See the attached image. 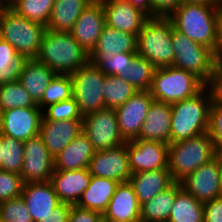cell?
Masks as SVG:
<instances>
[{"mask_svg": "<svg viewBox=\"0 0 222 222\" xmlns=\"http://www.w3.org/2000/svg\"><path fill=\"white\" fill-rule=\"evenodd\" d=\"M173 28L168 17H149L137 35V55L146 58L156 69L173 66Z\"/></svg>", "mask_w": 222, "mask_h": 222, "instance_id": "277c9868", "label": "cell"}, {"mask_svg": "<svg viewBox=\"0 0 222 222\" xmlns=\"http://www.w3.org/2000/svg\"><path fill=\"white\" fill-rule=\"evenodd\" d=\"M176 195L177 182H174L166 190L141 204L140 219L143 222H168Z\"/></svg>", "mask_w": 222, "mask_h": 222, "instance_id": "f546056e", "label": "cell"}, {"mask_svg": "<svg viewBox=\"0 0 222 222\" xmlns=\"http://www.w3.org/2000/svg\"><path fill=\"white\" fill-rule=\"evenodd\" d=\"M139 204L151 200L159 192L166 190L174 181L167 168L133 173L129 179Z\"/></svg>", "mask_w": 222, "mask_h": 222, "instance_id": "4316f807", "label": "cell"}, {"mask_svg": "<svg viewBox=\"0 0 222 222\" xmlns=\"http://www.w3.org/2000/svg\"><path fill=\"white\" fill-rule=\"evenodd\" d=\"M132 174L168 167V144L134 139L127 141Z\"/></svg>", "mask_w": 222, "mask_h": 222, "instance_id": "2e32d148", "label": "cell"}, {"mask_svg": "<svg viewBox=\"0 0 222 222\" xmlns=\"http://www.w3.org/2000/svg\"><path fill=\"white\" fill-rule=\"evenodd\" d=\"M137 53H116L100 60L96 66L105 74L120 76L125 73L127 66L131 65Z\"/></svg>", "mask_w": 222, "mask_h": 222, "instance_id": "60d3db41", "label": "cell"}, {"mask_svg": "<svg viewBox=\"0 0 222 222\" xmlns=\"http://www.w3.org/2000/svg\"><path fill=\"white\" fill-rule=\"evenodd\" d=\"M46 27L30 21L7 6L0 15V38L23 59H36Z\"/></svg>", "mask_w": 222, "mask_h": 222, "instance_id": "8992f818", "label": "cell"}, {"mask_svg": "<svg viewBox=\"0 0 222 222\" xmlns=\"http://www.w3.org/2000/svg\"><path fill=\"white\" fill-rule=\"evenodd\" d=\"M0 169H1V149H0Z\"/></svg>", "mask_w": 222, "mask_h": 222, "instance_id": "9f6ffc18", "label": "cell"}, {"mask_svg": "<svg viewBox=\"0 0 222 222\" xmlns=\"http://www.w3.org/2000/svg\"><path fill=\"white\" fill-rule=\"evenodd\" d=\"M42 120H83L77 102L73 97L70 99L51 104L43 110Z\"/></svg>", "mask_w": 222, "mask_h": 222, "instance_id": "74e56055", "label": "cell"}, {"mask_svg": "<svg viewBox=\"0 0 222 222\" xmlns=\"http://www.w3.org/2000/svg\"><path fill=\"white\" fill-rule=\"evenodd\" d=\"M1 169L21 175L24 141L0 134Z\"/></svg>", "mask_w": 222, "mask_h": 222, "instance_id": "e575fe53", "label": "cell"}, {"mask_svg": "<svg viewBox=\"0 0 222 222\" xmlns=\"http://www.w3.org/2000/svg\"><path fill=\"white\" fill-rule=\"evenodd\" d=\"M91 177L88 168L72 171L54 170L50 183L60 202L76 205L89 186Z\"/></svg>", "mask_w": 222, "mask_h": 222, "instance_id": "7402d4cb", "label": "cell"}, {"mask_svg": "<svg viewBox=\"0 0 222 222\" xmlns=\"http://www.w3.org/2000/svg\"><path fill=\"white\" fill-rule=\"evenodd\" d=\"M72 204L60 203L49 215L39 222H68Z\"/></svg>", "mask_w": 222, "mask_h": 222, "instance_id": "c3c4849f", "label": "cell"}, {"mask_svg": "<svg viewBox=\"0 0 222 222\" xmlns=\"http://www.w3.org/2000/svg\"><path fill=\"white\" fill-rule=\"evenodd\" d=\"M70 77L73 98L82 116L105 108L103 91L106 75L96 65L88 62Z\"/></svg>", "mask_w": 222, "mask_h": 222, "instance_id": "9c48e42d", "label": "cell"}, {"mask_svg": "<svg viewBox=\"0 0 222 222\" xmlns=\"http://www.w3.org/2000/svg\"><path fill=\"white\" fill-rule=\"evenodd\" d=\"M168 222H204V203L195 199L177 182V195Z\"/></svg>", "mask_w": 222, "mask_h": 222, "instance_id": "4dcf8cb0", "label": "cell"}, {"mask_svg": "<svg viewBox=\"0 0 222 222\" xmlns=\"http://www.w3.org/2000/svg\"><path fill=\"white\" fill-rule=\"evenodd\" d=\"M222 5L183 2L168 18L174 29L214 51Z\"/></svg>", "mask_w": 222, "mask_h": 222, "instance_id": "6da1fadb", "label": "cell"}, {"mask_svg": "<svg viewBox=\"0 0 222 222\" xmlns=\"http://www.w3.org/2000/svg\"><path fill=\"white\" fill-rule=\"evenodd\" d=\"M183 0H150V17H169Z\"/></svg>", "mask_w": 222, "mask_h": 222, "instance_id": "f6af8a7d", "label": "cell"}, {"mask_svg": "<svg viewBox=\"0 0 222 222\" xmlns=\"http://www.w3.org/2000/svg\"><path fill=\"white\" fill-rule=\"evenodd\" d=\"M155 69L146 58L137 55L120 77L139 91H149Z\"/></svg>", "mask_w": 222, "mask_h": 222, "instance_id": "d590c367", "label": "cell"}, {"mask_svg": "<svg viewBox=\"0 0 222 222\" xmlns=\"http://www.w3.org/2000/svg\"><path fill=\"white\" fill-rule=\"evenodd\" d=\"M204 222H222V199L204 203Z\"/></svg>", "mask_w": 222, "mask_h": 222, "instance_id": "7dc6e473", "label": "cell"}, {"mask_svg": "<svg viewBox=\"0 0 222 222\" xmlns=\"http://www.w3.org/2000/svg\"><path fill=\"white\" fill-rule=\"evenodd\" d=\"M118 185L119 183L113 179L92 176L89 186L76 205L103 214Z\"/></svg>", "mask_w": 222, "mask_h": 222, "instance_id": "83f0119b", "label": "cell"}, {"mask_svg": "<svg viewBox=\"0 0 222 222\" xmlns=\"http://www.w3.org/2000/svg\"><path fill=\"white\" fill-rule=\"evenodd\" d=\"M95 152L89 138L82 132L54 158L55 170L72 171L88 168Z\"/></svg>", "mask_w": 222, "mask_h": 222, "instance_id": "484cf974", "label": "cell"}, {"mask_svg": "<svg viewBox=\"0 0 222 222\" xmlns=\"http://www.w3.org/2000/svg\"><path fill=\"white\" fill-rule=\"evenodd\" d=\"M213 54L215 59H222V12L217 23L216 44Z\"/></svg>", "mask_w": 222, "mask_h": 222, "instance_id": "681fc988", "label": "cell"}, {"mask_svg": "<svg viewBox=\"0 0 222 222\" xmlns=\"http://www.w3.org/2000/svg\"><path fill=\"white\" fill-rule=\"evenodd\" d=\"M215 158L217 159L220 167V173L222 177V152H215Z\"/></svg>", "mask_w": 222, "mask_h": 222, "instance_id": "f5cc1de1", "label": "cell"}, {"mask_svg": "<svg viewBox=\"0 0 222 222\" xmlns=\"http://www.w3.org/2000/svg\"><path fill=\"white\" fill-rule=\"evenodd\" d=\"M154 101L149 91H137L123 105L115 109L118 127L125 141L139 137L147 112Z\"/></svg>", "mask_w": 222, "mask_h": 222, "instance_id": "9a60e30c", "label": "cell"}, {"mask_svg": "<svg viewBox=\"0 0 222 222\" xmlns=\"http://www.w3.org/2000/svg\"><path fill=\"white\" fill-rule=\"evenodd\" d=\"M138 90L120 76L106 75L104 81V104L106 108L117 109Z\"/></svg>", "mask_w": 222, "mask_h": 222, "instance_id": "836d02e7", "label": "cell"}, {"mask_svg": "<svg viewBox=\"0 0 222 222\" xmlns=\"http://www.w3.org/2000/svg\"><path fill=\"white\" fill-rule=\"evenodd\" d=\"M208 132L168 144V169L174 182H181L203 164L215 158Z\"/></svg>", "mask_w": 222, "mask_h": 222, "instance_id": "5b68a950", "label": "cell"}, {"mask_svg": "<svg viewBox=\"0 0 222 222\" xmlns=\"http://www.w3.org/2000/svg\"><path fill=\"white\" fill-rule=\"evenodd\" d=\"M0 222H33L21 196L0 203Z\"/></svg>", "mask_w": 222, "mask_h": 222, "instance_id": "f35d334b", "label": "cell"}, {"mask_svg": "<svg viewBox=\"0 0 222 222\" xmlns=\"http://www.w3.org/2000/svg\"><path fill=\"white\" fill-rule=\"evenodd\" d=\"M141 205L129 182L119 183L107 210L103 213V222H133L140 219Z\"/></svg>", "mask_w": 222, "mask_h": 222, "instance_id": "603a6c76", "label": "cell"}, {"mask_svg": "<svg viewBox=\"0 0 222 222\" xmlns=\"http://www.w3.org/2000/svg\"><path fill=\"white\" fill-rule=\"evenodd\" d=\"M55 0H13L8 6L26 19L47 27Z\"/></svg>", "mask_w": 222, "mask_h": 222, "instance_id": "d6a6232c", "label": "cell"}, {"mask_svg": "<svg viewBox=\"0 0 222 222\" xmlns=\"http://www.w3.org/2000/svg\"><path fill=\"white\" fill-rule=\"evenodd\" d=\"M7 6L6 0H0V10H4Z\"/></svg>", "mask_w": 222, "mask_h": 222, "instance_id": "db71d44e", "label": "cell"}, {"mask_svg": "<svg viewBox=\"0 0 222 222\" xmlns=\"http://www.w3.org/2000/svg\"><path fill=\"white\" fill-rule=\"evenodd\" d=\"M38 107L17 78L0 81V112L13 108Z\"/></svg>", "mask_w": 222, "mask_h": 222, "instance_id": "1f68e13d", "label": "cell"}, {"mask_svg": "<svg viewBox=\"0 0 222 222\" xmlns=\"http://www.w3.org/2000/svg\"><path fill=\"white\" fill-rule=\"evenodd\" d=\"M208 134L216 152H222V105L211 103L209 109Z\"/></svg>", "mask_w": 222, "mask_h": 222, "instance_id": "7bdbcfd3", "label": "cell"}, {"mask_svg": "<svg viewBox=\"0 0 222 222\" xmlns=\"http://www.w3.org/2000/svg\"><path fill=\"white\" fill-rule=\"evenodd\" d=\"M68 222H103V214L95 210L72 205Z\"/></svg>", "mask_w": 222, "mask_h": 222, "instance_id": "bcb514c9", "label": "cell"}, {"mask_svg": "<svg viewBox=\"0 0 222 222\" xmlns=\"http://www.w3.org/2000/svg\"><path fill=\"white\" fill-rule=\"evenodd\" d=\"M21 197L33 222L41 221L61 203L50 181L25 183Z\"/></svg>", "mask_w": 222, "mask_h": 222, "instance_id": "44dd1931", "label": "cell"}, {"mask_svg": "<svg viewBox=\"0 0 222 222\" xmlns=\"http://www.w3.org/2000/svg\"><path fill=\"white\" fill-rule=\"evenodd\" d=\"M183 2L204 5H222V0H183Z\"/></svg>", "mask_w": 222, "mask_h": 222, "instance_id": "816d5d0a", "label": "cell"}, {"mask_svg": "<svg viewBox=\"0 0 222 222\" xmlns=\"http://www.w3.org/2000/svg\"><path fill=\"white\" fill-rule=\"evenodd\" d=\"M82 131L83 120H41L39 135L55 158Z\"/></svg>", "mask_w": 222, "mask_h": 222, "instance_id": "ffe728a7", "label": "cell"}, {"mask_svg": "<svg viewBox=\"0 0 222 222\" xmlns=\"http://www.w3.org/2000/svg\"><path fill=\"white\" fill-rule=\"evenodd\" d=\"M106 25L123 32L138 35L149 16L126 0H101Z\"/></svg>", "mask_w": 222, "mask_h": 222, "instance_id": "ac0fdd59", "label": "cell"}, {"mask_svg": "<svg viewBox=\"0 0 222 222\" xmlns=\"http://www.w3.org/2000/svg\"><path fill=\"white\" fill-rule=\"evenodd\" d=\"M212 100L205 86L198 94L170 104L172 110L170 143L208 132Z\"/></svg>", "mask_w": 222, "mask_h": 222, "instance_id": "3957f363", "label": "cell"}, {"mask_svg": "<svg viewBox=\"0 0 222 222\" xmlns=\"http://www.w3.org/2000/svg\"><path fill=\"white\" fill-rule=\"evenodd\" d=\"M93 0H55L46 29L70 32L84 9Z\"/></svg>", "mask_w": 222, "mask_h": 222, "instance_id": "f1b7e54d", "label": "cell"}, {"mask_svg": "<svg viewBox=\"0 0 222 222\" xmlns=\"http://www.w3.org/2000/svg\"><path fill=\"white\" fill-rule=\"evenodd\" d=\"M95 177L109 178L118 183H127L132 175L127 151V141L117 148L96 151L88 165Z\"/></svg>", "mask_w": 222, "mask_h": 222, "instance_id": "7c38bea8", "label": "cell"}, {"mask_svg": "<svg viewBox=\"0 0 222 222\" xmlns=\"http://www.w3.org/2000/svg\"><path fill=\"white\" fill-rule=\"evenodd\" d=\"M133 222H143L141 219H138L136 221H133Z\"/></svg>", "mask_w": 222, "mask_h": 222, "instance_id": "6f0895ef", "label": "cell"}, {"mask_svg": "<svg viewBox=\"0 0 222 222\" xmlns=\"http://www.w3.org/2000/svg\"><path fill=\"white\" fill-rule=\"evenodd\" d=\"M205 86L194 74L171 66L155 69L149 92L154 100L172 104L195 96Z\"/></svg>", "mask_w": 222, "mask_h": 222, "instance_id": "52a82bcc", "label": "cell"}, {"mask_svg": "<svg viewBox=\"0 0 222 222\" xmlns=\"http://www.w3.org/2000/svg\"><path fill=\"white\" fill-rule=\"evenodd\" d=\"M182 187L198 201L205 203L220 198L222 177L219 163L213 158L181 181Z\"/></svg>", "mask_w": 222, "mask_h": 222, "instance_id": "5bb4252c", "label": "cell"}, {"mask_svg": "<svg viewBox=\"0 0 222 222\" xmlns=\"http://www.w3.org/2000/svg\"><path fill=\"white\" fill-rule=\"evenodd\" d=\"M22 60L12 45L0 38V81L15 78Z\"/></svg>", "mask_w": 222, "mask_h": 222, "instance_id": "ab89813d", "label": "cell"}, {"mask_svg": "<svg viewBox=\"0 0 222 222\" xmlns=\"http://www.w3.org/2000/svg\"><path fill=\"white\" fill-rule=\"evenodd\" d=\"M22 176L0 169V203L21 196Z\"/></svg>", "mask_w": 222, "mask_h": 222, "instance_id": "b9f144b4", "label": "cell"}, {"mask_svg": "<svg viewBox=\"0 0 222 222\" xmlns=\"http://www.w3.org/2000/svg\"><path fill=\"white\" fill-rule=\"evenodd\" d=\"M133 6L140 8L150 17V0H126Z\"/></svg>", "mask_w": 222, "mask_h": 222, "instance_id": "f907efd6", "label": "cell"}, {"mask_svg": "<svg viewBox=\"0 0 222 222\" xmlns=\"http://www.w3.org/2000/svg\"><path fill=\"white\" fill-rule=\"evenodd\" d=\"M206 87L210 92L212 103L222 105V59H215Z\"/></svg>", "mask_w": 222, "mask_h": 222, "instance_id": "ee69618b", "label": "cell"}, {"mask_svg": "<svg viewBox=\"0 0 222 222\" xmlns=\"http://www.w3.org/2000/svg\"><path fill=\"white\" fill-rule=\"evenodd\" d=\"M172 46L175 51L173 66L194 74L206 85L215 61L213 50L192 41L174 28Z\"/></svg>", "mask_w": 222, "mask_h": 222, "instance_id": "ba28073f", "label": "cell"}, {"mask_svg": "<svg viewBox=\"0 0 222 222\" xmlns=\"http://www.w3.org/2000/svg\"><path fill=\"white\" fill-rule=\"evenodd\" d=\"M171 118V105L154 100L137 139L170 144Z\"/></svg>", "mask_w": 222, "mask_h": 222, "instance_id": "cb8c5ba5", "label": "cell"}, {"mask_svg": "<svg viewBox=\"0 0 222 222\" xmlns=\"http://www.w3.org/2000/svg\"><path fill=\"white\" fill-rule=\"evenodd\" d=\"M13 0H6L7 5H9Z\"/></svg>", "mask_w": 222, "mask_h": 222, "instance_id": "11a10c76", "label": "cell"}, {"mask_svg": "<svg viewBox=\"0 0 222 222\" xmlns=\"http://www.w3.org/2000/svg\"><path fill=\"white\" fill-rule=\"evenodd\" d=\"M36 59L51 68L55 74L72 75L89 62V54L70 32L46 29Z\"/></svg>", "mask_w": 222, "mask_h": 222, "instance_id": "7a4b0ae2", "label": "cell"}, {"mask_svg": "<svg viewBox=\"0 0 222 222\" xmlns=\"http://www.w3.org/2000/svg\"><path fill=\"white\" fill-rule=\"evenodd\" d=\"M116 53H137V36L105 25L95 47L89 53V62L96 65L100 60Z\"/></svg>", "mask_w": 222, "mask_h": 222, "instance_id": "d6986e66", "label": "cell"}, {"mask_svg": "<svg viewBox=\"0 0 222 222\" xmlns=\"http://www.w3.org/2000/svg\"><path fill=\"white\" fill-rule=\"evenodd\" d=\"M96 151L120 147L121 136L115 109L103 108L83 116V131Z\"/></svg>", "mask_w": 222, "mask_h": 222, "instance_id": "30bf717a", "label": "cell"}, {"mask_svg": "<svg viewBox=\"0 0 222 222\" xmlns=\"http://www.w3.org/2000/svg\"><path fill=\"white\" fill-rule=\"evenodd\" d=\"M54 170V157L48 152L40 135L24 141V160L21 171L24 184L50 181Z\"/></svg>", "mask_w": 222, "mask_h": 222, "instance_id": "8fae6325", "label": "cell"}, {"mask_svg": "<svg viewBox=\"0 0 222 222\" xmlns=\"http://www.w3.org/2000/svg\"><path fill=\"white\" fill-rule=\"evenodd\" d=\"M71 97H73V89L70 75L56 74L48 84L41 101L37 105L43 111L49 105L70 99Z\"/></svg>", "mask_w": 222, "mask_h": 222, "instance_id": "8d00e7d4", "label": "cell"}, {"mask_svg": "<svg viewBox=\"0 0 222 222\" xmlns=\"http://www.w3.org/2000/svg\"><path fill=\"white\" fill-rule=\"evenodd\" d=\"M43 111L39 107L13 108L0 112V134L27 141L40 133Z\"/></svg>", "mask_w": 222, "mask_h": 222, "instance_id": "4fadbf2b", "label": "cell"}, {"mask_svg": "<svg viewBox=\"0 0 222 222\" xmlns=\"http://www.w3.org/2000/svg\"><path fill=\"white\" fill-rule=\"evenodd\" d=\"M55 75L51 68L37 59L22 60L16 72L17 80L36 104L41 101L44 91Z\"/></svg>", "mask_w": 222, "mask_h": 222, "instance_id": "d4e9b609", "label": "cell"}, {"mask_svg": "<svg viewBox=\"0 0 222 222\" xmlns=\"http://www.w3.org/2000/svg\"><path fill=\"white\" fill-rule=\"evenodd\" d=\"M105 25L103 4L101 0H93L77 19L70 33L89 54L95 47Z\"/></svg>", "mask_w": 222, "mask_h": 222, "instance_id": "e0dca14e", "label": "cell"}]
</instances>
